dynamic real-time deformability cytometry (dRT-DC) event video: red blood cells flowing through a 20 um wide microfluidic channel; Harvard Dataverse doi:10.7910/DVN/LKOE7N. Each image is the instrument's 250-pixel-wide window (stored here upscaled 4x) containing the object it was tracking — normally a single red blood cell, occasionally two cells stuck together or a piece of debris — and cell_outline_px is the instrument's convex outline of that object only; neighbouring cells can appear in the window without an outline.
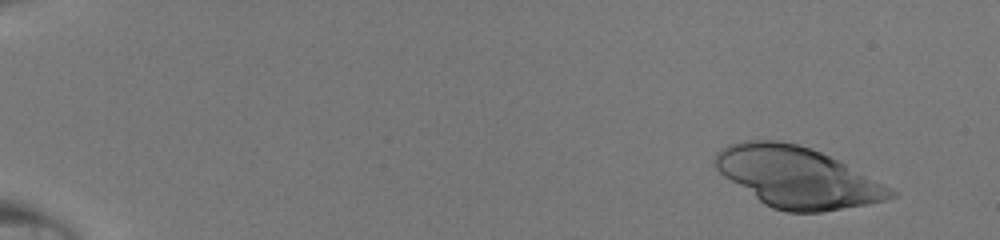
{"species": "human", "species_latin": "Homo sapiens", "temperature_condition": "room temperature", "stored_images_in_passage": 47, "camera_frame_rate_fps": 3000, "um_per_image_px": 0.085, "donor": {"sex": "male"}, "frame": {"image": 1, "passage_image": 4, "time_ms": 1.0, "image_size_px": [1000, 240], "cell_outline_px": [[896, 196], [884, 200], [864, 204], [820, 212], [788, 212], [772, 208], [764, 204], [724, 176], [712, 164], [712, 160], [716, 152], [728, 144], [744, 140], [776, 140], [796, 144], [820, 152], [884, 184], [896, 192]], "centroid_in_image_um": [67.68, 15.05], "position_along_channel_um": 17.3, "area_um2": 61.04}}